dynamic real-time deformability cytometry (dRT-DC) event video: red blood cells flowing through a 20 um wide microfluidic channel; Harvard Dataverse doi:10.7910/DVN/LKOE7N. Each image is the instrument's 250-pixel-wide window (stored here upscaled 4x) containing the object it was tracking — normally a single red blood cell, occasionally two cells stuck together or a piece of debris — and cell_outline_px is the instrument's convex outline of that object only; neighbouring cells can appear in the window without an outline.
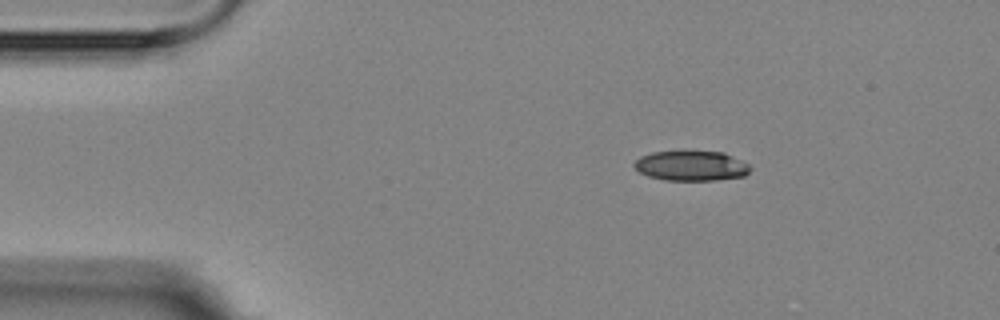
{"species": "Egyptian fruit bat (a non-hibernating species)", "species_latin": "Rousettus aegyptiacus", "temperature_condition": "room temperature", "stored_images_in_passage": 5, "camera_frame_rate_fps": 3000, "um_per_image_px": 0.085, "animal": {"sex": "female"}, "frame": {"image": 1, "passage_image": 2, "time_ms": 1.333, "image_size_px": [1000, 320], "cell_outline_px": [[752, 168], [744, 176], [716, 180], [664, 180], [648, 176], [640, 172], [632, 164], [640, 156], [652, 152], [680, 148], [688, 148], [724, 152], [748, 164]], "centroid_in_image_um": [58.72, 14.03], "position_along_channel_um": 26.3, "area_um2": 21.21}}
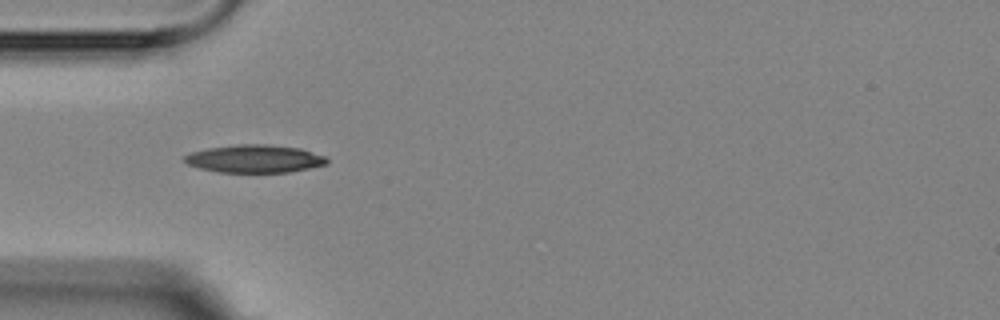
{"frame": {"image": 2, "passage_image": 4, "time_ms": 4.0, "image_size_px": [1000, 320], "cell_outline_px": [[328, 164], [288, 172], [220, 172], [200, 168], [188, 164], [184, 160], [184, 156], [192, 152], [208, 148], [236, 144], [268, 144], [300, 148], [324, 156], [328, 160]], "centroid_in_image_um": [21.65, 13.49], "position_along_channel_um": 63.4, "area_um2": 22.95}}
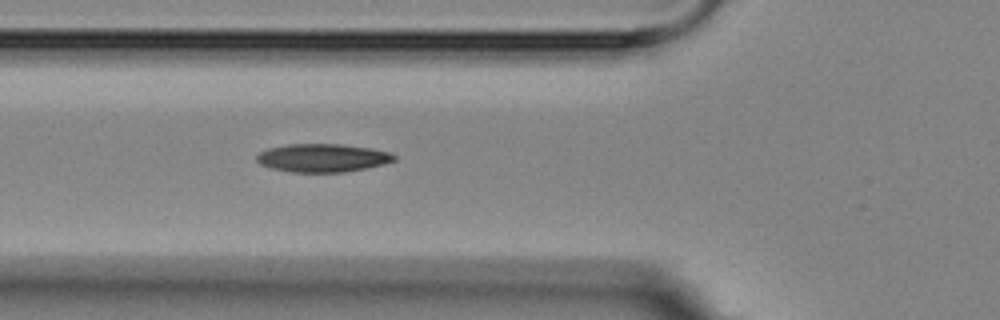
{"frame": {"image": 3, "passage_image": 5, "time_ms": 5.0, "image_size_px": [1000, 320], "cell_outline_px": [[396, 160], [364, 168], [344, 172], [288, 172], [272, 168], [260, 164], [256, 160], [256, 156], [260, 152], [268, 148], [288, 144], [340, 144], [372, 148], [388, 152], [396, 156]], "centroid_in_image_um": [27.38, 13.41], "position_along_channel_um": 98.4, "area_um2": 22.48}}